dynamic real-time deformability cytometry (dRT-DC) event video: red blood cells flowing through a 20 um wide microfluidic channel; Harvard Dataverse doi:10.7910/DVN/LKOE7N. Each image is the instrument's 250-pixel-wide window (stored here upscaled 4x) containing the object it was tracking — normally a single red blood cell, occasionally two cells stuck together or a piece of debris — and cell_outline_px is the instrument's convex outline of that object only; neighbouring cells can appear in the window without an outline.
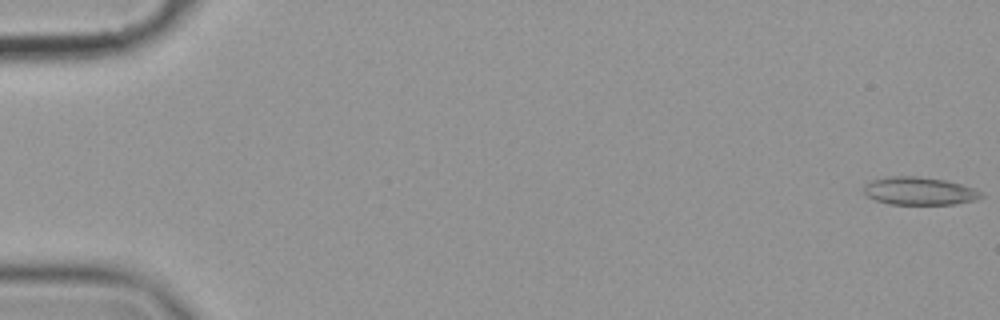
{"species": "common noctule bat (a hibernating species)", "species_latin": "Nyctalus noctula", "temperature_condition": "cold", "stored_images_in_passage": 10, "camera_frame_rate_fps": 3000, "um_per_image_px": 0.085, "animal": {"sex": "female", "body_mass_g": 19.9}, "frame": {"image": 1, "passage_image": 1, "time_ms": 0.0, "image_size_px": [1000, 320], "cell_outline_px": [[984, 196], [976, 200], [956, 204], [888, 204], [876, 200], [868, 196], [864, 192], [864, 184], [872, 180], [888, 176], [916, 176], [944, 180], [960, 184], [972, 188], [980, 192]], "centroid_in_image_um": [78.12, 16.24], "position_along_channel_um": 6.9, "area_um2": 18.96}}